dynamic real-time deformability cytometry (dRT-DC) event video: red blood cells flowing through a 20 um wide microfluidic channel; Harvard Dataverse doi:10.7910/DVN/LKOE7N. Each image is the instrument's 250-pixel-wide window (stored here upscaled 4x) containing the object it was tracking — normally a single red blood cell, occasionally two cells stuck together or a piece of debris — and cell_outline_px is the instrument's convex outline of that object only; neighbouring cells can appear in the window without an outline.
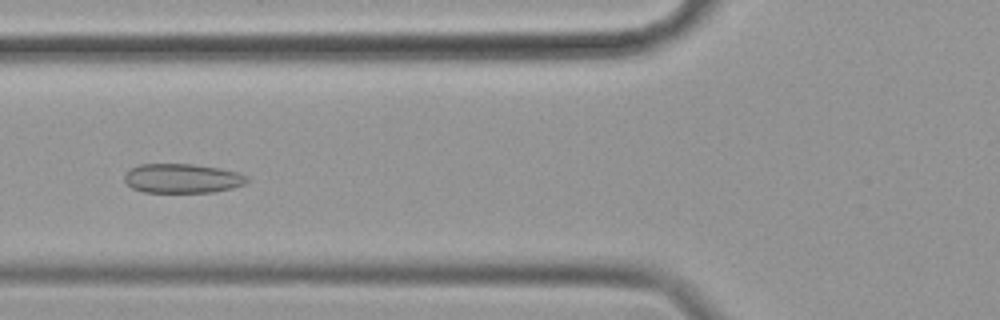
{"species": "common noctule bat (a hibernating species)", "species_latin": "Nyctalus noctula", "temperature_condition": "cold", "stored_images_in_passage": 43, "camera_frame_rate_fps": 3000, "um_per_image_px": 0.085, "animal": {"sex": "female", "body_mass_g": 19.9}, "frame": {"image": 1, "passage_image": 7, "time_ms": 2.0, "image_size_px": [1000, 320], "cell_outline_px": [[248, 180], [244, 184], [232, 188], [212, 192], [144, 192], [132, 188], [124, 180], [124, 172], [140, 164], [192, 164], [220, 168], [236, 172], [248, 176]], "centroid_in_image_um": [15.47, 15.16], "position_along_channel_um": 110.3, "area_um2": 20.92}}
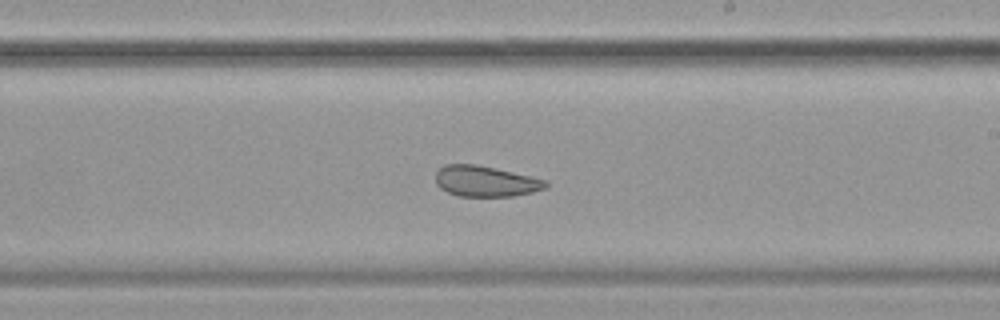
{"frame": {"image": 2, "passage_image": 19, "time_ms": 6.0, "image_size_px": [1000, 320], "cell_outline_px": [[548, 184], [544, 188], [532, 192], [512, 196], [456, 196], [440, 188], [436, 184], [436, 172], [444, 164], [476, 164], [496, 168], [548, 180]], "centroid_in_image_um": [41.25, 15.4], "position_along_channel_um": 247.7, "area_um2": 19.77}}
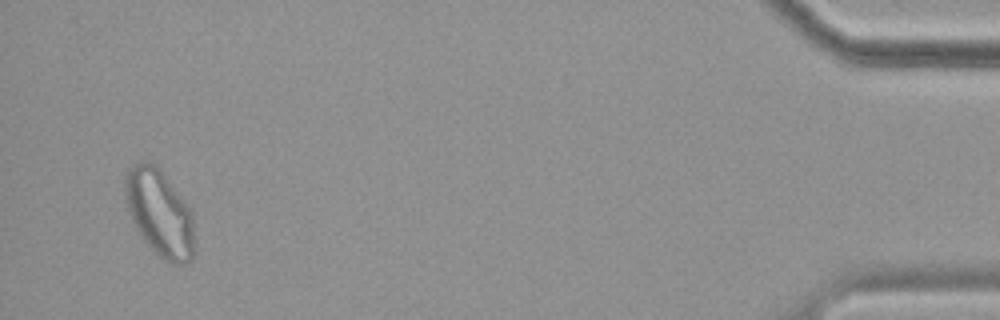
{"frame": {"image": 3, "passage_image": 41, "time_ms": 13.333, "image_size_px": [1000, 320], "cell_outline_px": [[196, 252], [192, 260], [184, 264], [172, 264], [164, 260], [144, 240], [136, 228], [128, 212], [124, 192], [124, 176], [128, 168], [132, 164], [144, 160], [148, 160], [156, 164], [160, 168], [184, 200], [192, 212]], "centroid_in_image_um": [13.57, 18.08], "position_along_channel_um": 421.6, "area_um2": 35.66}, "authors_computed_cell_mechanics": {"area_um2": 21.8484, "velocity_mm_per_s": 3.4452, "shape_relaxation_time_tau1_ms": null, "shape_relaxation_time_tau2_ms": 2.0665, "deformation_change_tau1": null, "deformation_change_tau2": 0.0688}}